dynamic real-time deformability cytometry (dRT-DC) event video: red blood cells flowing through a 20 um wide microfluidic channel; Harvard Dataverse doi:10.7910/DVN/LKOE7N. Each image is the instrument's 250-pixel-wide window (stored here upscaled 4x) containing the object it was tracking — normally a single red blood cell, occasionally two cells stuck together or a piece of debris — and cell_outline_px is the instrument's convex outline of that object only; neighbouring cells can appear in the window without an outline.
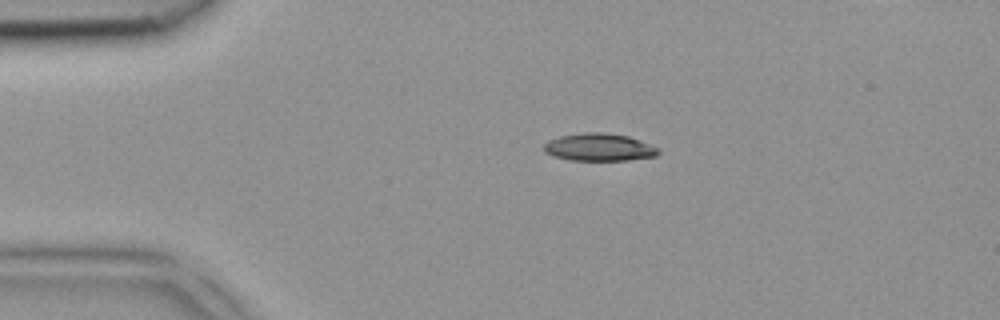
{"species": "common noctule bat (a hibernating species)", "species_latin": "Nyctalus noctula", "temperature_condition": "room temperature", "stored_images_in_passage": 3, "camera_frame_rate_fps": 3000, "um_per_image_px": 0.085, "animal": {"sex": "female", "body_mass_g": 18.4}, "frame": {"image": 1, "passage_image": 1, "time_ms": 0.0, "image_size_px": [1000, 320], "cell_outline_px": [[660, 152], [656, 156], [628, 160], [572, 160], [552, 156], [544, 152], [544, 144], [548, 140], [560, 136], [584, 132], [604, 132], [628, 136], [660, 148]], "centroid_in_image_um": [50.92, 12.51], "position_along_channel_um": 34.1, "area_um2": 18.44}}
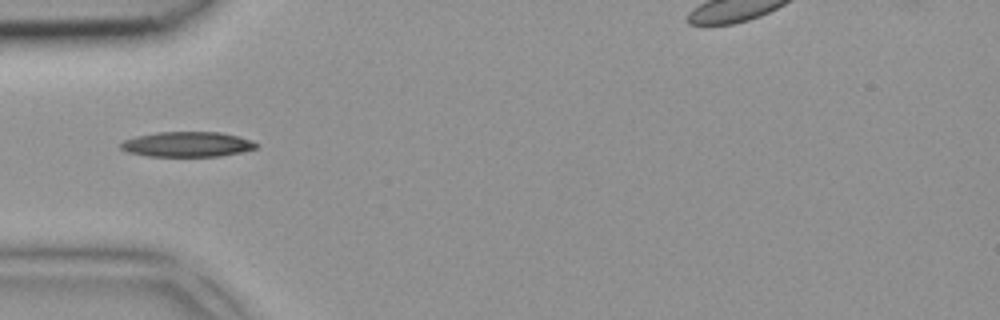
{"frame": {"image": 2, "passage_image": 2, "time_ms": 0.333, "image_size_px": [1000, 320], "cell_outline_px": [[260, 144], [256, 148], [240, 152], [220, 156], [148, 156], [128, 152], [120, 148], [120, 144], [124, 140], [136, 136], [156, 132], [220, 132], [252, 140]], "centroid_in_image_um": [15.91, 12.26], "position_along_channel_um": 69.1, "area_um2": 19.77}}